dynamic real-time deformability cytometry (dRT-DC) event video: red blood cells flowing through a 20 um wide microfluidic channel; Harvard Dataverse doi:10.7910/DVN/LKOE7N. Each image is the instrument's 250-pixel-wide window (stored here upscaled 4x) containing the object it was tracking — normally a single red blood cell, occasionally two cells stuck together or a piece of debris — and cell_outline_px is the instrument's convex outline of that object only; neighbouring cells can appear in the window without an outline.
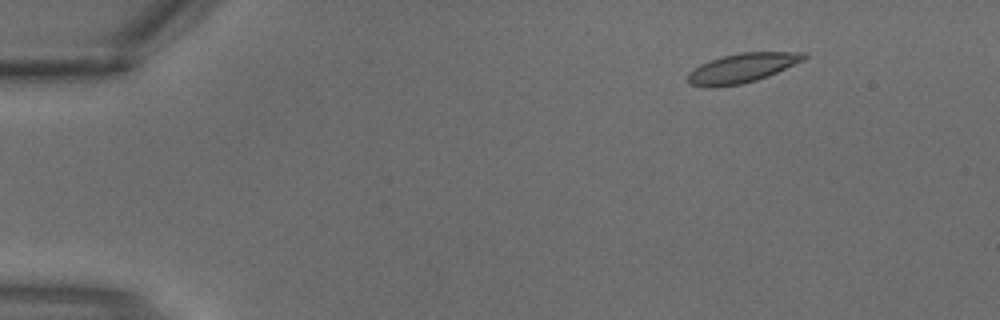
{"species": "common noctule bat (a hibernating species)", "species_latin": "Nyctalus noctula", "temperature_condition": "warm", "stored_images_in_passage": 3, "camera_frame_rate_fps": 3000, "um_per_image_px": 0.085, "animal": {"sex": "male", "body_mass_g": 18.8}, "frame": {"image": 1, "passage_image": 1, "time_ms": 0.0, "image_size_px": [1000, 320], "cell_outline_px": [[808, 56], [804, 60], [768, 76], [756, 80], [740, 84], [692, 84], [688, 80], [688, 72], [700, 64], [720, 56], [740, 52], [804, 52]], "centroid_in_image_um": [63.16, 5.72], "position_along_channel_um": 21.8, "area_um2": 19.13}}
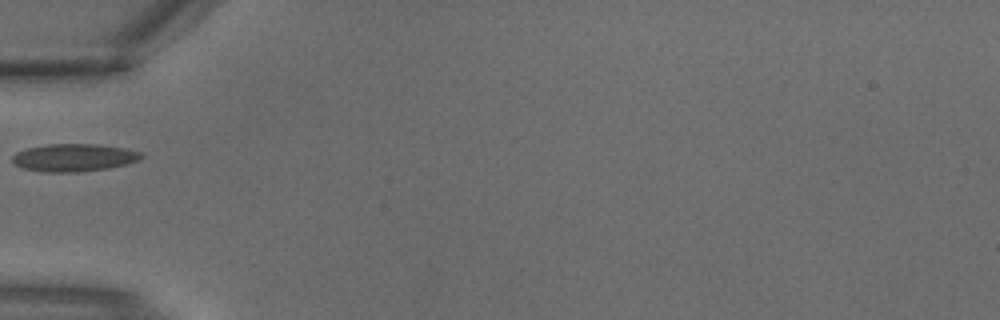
{"frame": {"image": 2, "passage_image": 3, "time_ms": 0.667, "image_size_px": [1000, 320], "cell_outline_px": [[144, 156], [140, 160], [128, 164], [108, 168], [76, 172], [44, 172], [24, 168], [16, 164], [12, 160], [12, 156], [16, 152], [28, 148], [44, 144], [100, 144], [124, 148], [140, 152]], "centroid_in_image_um": [6.31, 13.39], "position_along_channel_um": 78.7, "area_um2": 20.81}}